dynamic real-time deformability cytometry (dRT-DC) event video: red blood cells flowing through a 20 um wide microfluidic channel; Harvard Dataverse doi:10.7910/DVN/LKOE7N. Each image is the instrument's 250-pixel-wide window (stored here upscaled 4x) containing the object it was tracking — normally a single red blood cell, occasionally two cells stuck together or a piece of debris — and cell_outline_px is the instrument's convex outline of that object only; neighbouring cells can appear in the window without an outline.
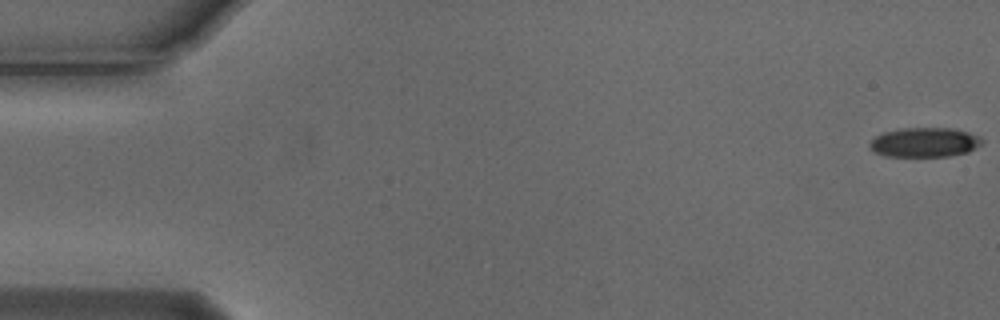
{"species": "Egyptian fruit bat (a non-hibernating species)", "species_latin": "Rousettus aegyptiacus", "temperature_condition": "cold", "stored_images_in_passage": 13, "camera_frame_rate_fps": 3000, "um_per_image_px": 0.085, "animal": {"sex": "male"}, "frame": {"image": 1, "passage_image": 1, "time_ms": 0.0, "image_size_px": [1000, 320], "cell_outline_px": [[984, 140], [980, 144], [968, 152], [948, 156], [884, 156], [872, 152], [868, 144], [876, 136], [884, 132], [904, 128], [952, 128], [968, 132], [980, 136]], "centroid_in_image_um": [78.57, 12.1], "position_along_channel_um": 6.4, "area_um2": 19.31}}
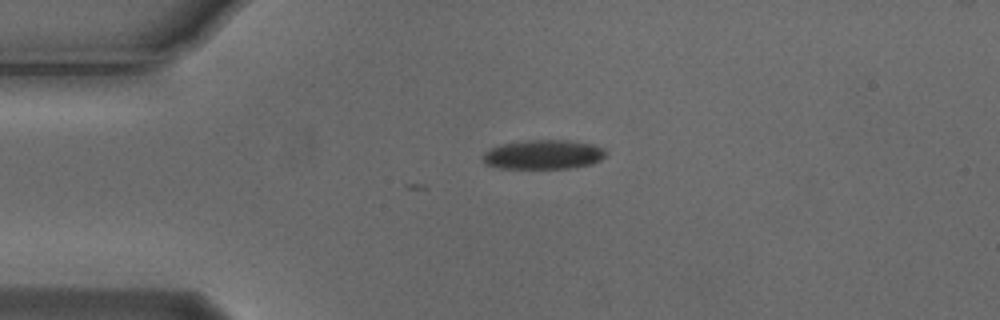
{"frame": {"image": 2, "passage_image": 13, "time_ms": 4.0, "image_size_px": [1000, 320], "cell_outline_px": [[608, 152], [600, 160], [592, 164], [568, 168], [500, 168], [484, 164], [484, 152], [500, 144], [528, 140], [568, 140], [592, 144], [604, 148]], "centroid_in_image_um": [46.21, 13.13], "position_along_channel_um": 38.8, "area_um2": 20.98}}